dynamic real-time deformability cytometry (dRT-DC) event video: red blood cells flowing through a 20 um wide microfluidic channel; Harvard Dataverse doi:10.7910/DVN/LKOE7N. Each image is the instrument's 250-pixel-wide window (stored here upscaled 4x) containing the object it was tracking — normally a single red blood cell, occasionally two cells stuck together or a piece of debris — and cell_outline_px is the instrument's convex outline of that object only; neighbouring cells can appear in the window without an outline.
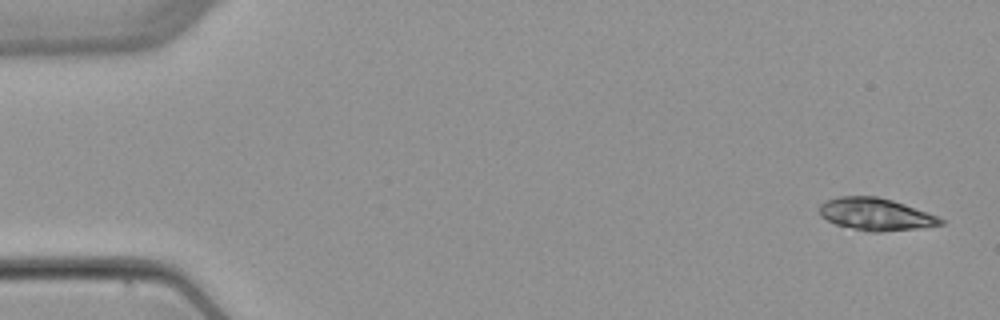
{"species": "common noctule bat (a hibernating species)", "species_latin": "Nyctalus noctula", "temperature_condition": "warm", "stored_images_in_passage": 6, "camera_frame_rate_fps": 3000, "um_per_image_px": 0.085, "animal": {"sex": "female", "body_mass_g": 22.7, "forearm_length_mm": 54.2}, "frame": {"image": 1, "passage_image": 1, "time_ms": 0.0, "image_size_px": [1000, 320], "cell_outline_px": [[944, 224], [916, 228], [880, 232], [872, 232], [852, 228], [836, 224], [820, 216], [820, 204], [828, 200], [840, 196], [876, 196], [892, 200], [928, 212], [944, 220]], "centroid_in_image_um": [74.43, 18.21], "position_along_channel_um": 10.6, "area_um2": 22.48}}
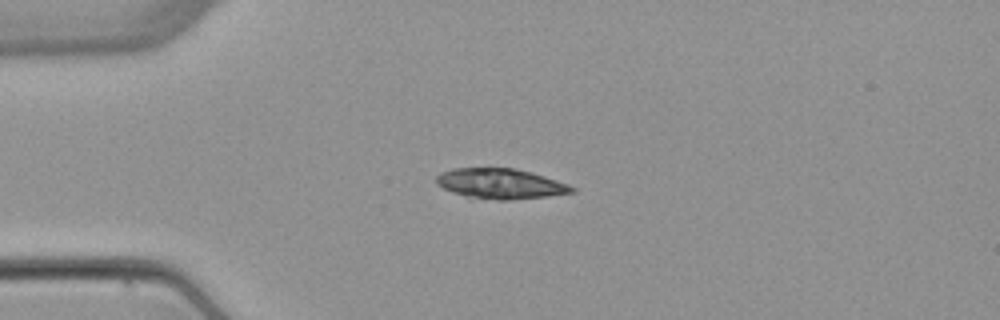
{"frame": {"image": 2, "passage_image": 4, "time_ms": 3.667, "image_size_px": [1000, 320], "cell_outline_px": [[576, 192], [548, 196], [504, 200], [500, 200], [468, 196], [452, 192], [436, 184], [436, 176], [440, 172], [452, 168], [516, 168], [532, 172], [568, 184], [576, 188]], "centroid_in_image_um": [42.55, 15.6], "position_along_channel_um": 42.5, "area_um2": 23.76}}
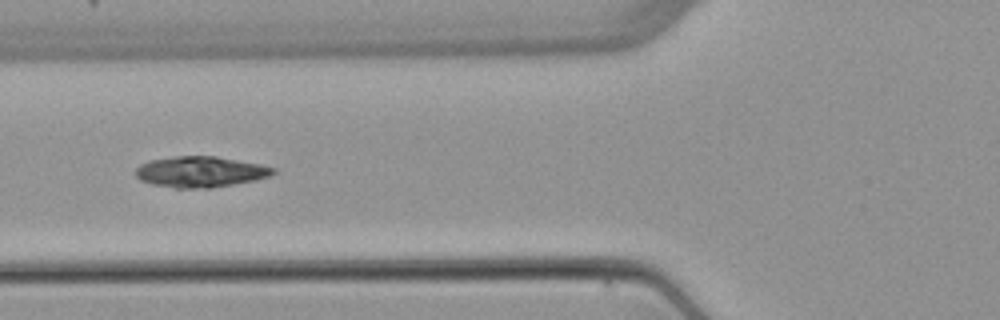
{"frame": {"image": 3, "passage_image": 6, "time_ms": 6.0, "image_size_px": [1000, 320], "cell_outline_px": [[276, 172], [272, 176], [256, 180], [212, 188], [176, 188], [152, 184], [140, 180], [136, 176], [136, 168], [140, 164], [148, 160], [172, 156], [216, 156], [260, 164], [276, 168]], "centroid_in_image_um": [17.05, 14.6], "position_along_channel_um": 108.8, "area_um2": 24.97}}